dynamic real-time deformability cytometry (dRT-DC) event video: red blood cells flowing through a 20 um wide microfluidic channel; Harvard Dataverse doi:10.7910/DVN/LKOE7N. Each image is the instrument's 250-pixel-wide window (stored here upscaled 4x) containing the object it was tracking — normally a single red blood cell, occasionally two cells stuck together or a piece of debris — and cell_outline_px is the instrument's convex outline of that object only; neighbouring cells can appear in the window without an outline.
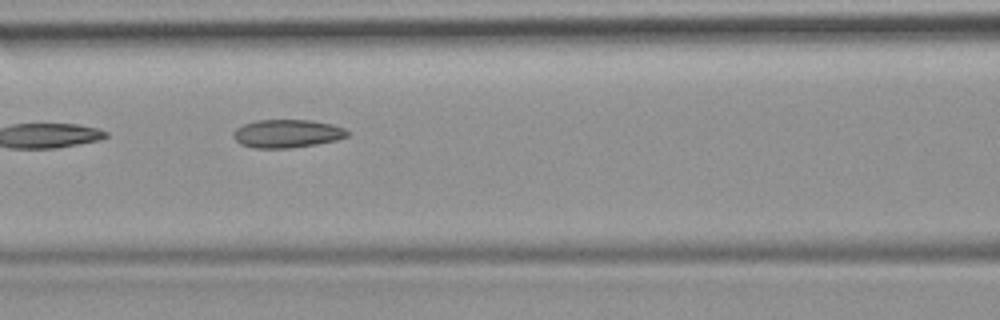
{"species": "common noctule bat (a hibernating species)", "species_latin": "Nyctalus noctula", "temperature_condition": "room temperature", "stored_images_in_passage": 7, "camera_frame_rate_fps": 3000, "um_per_image_px": 0.085, "animal": {"sex": "female", "body_mass_g": 19.9}, "frame": {"image": 1, "passage_image": 5, "time_ms": 4.667, "image_size_px": [1000, 320], "cell_outline_px": [[348, 136], [336, 140], [316, 144], [288, 148], [252, 148], [240, 144], [232, 136], [232, 132], [236, 128], [244, 124], [256, 120], [312, 120], [332, 124], [344, 128], [348, 132]], "centroid_in_image_um": [24.37, 11.35], "position_along_channel_um": 142.2, "area_um2": 18.79}}
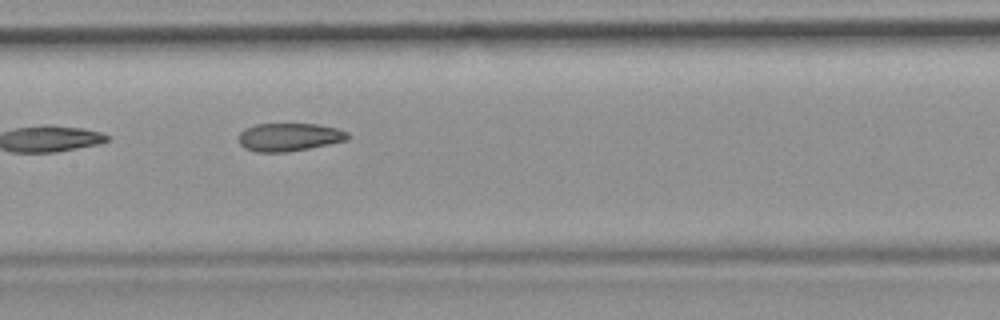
{"frame": {"image": 2, "passage_image": 6, "time_ms": 5.667, "image_size_px": [1000, 320], "cell_outline_px": [[352, 136], [348, 140], [288, 152], [256, 152], [244, 148], [240, 144], [240, 132], [244, 128], [256, 124], [316, 124], [336, 128], [348, 132]], "centroid_in_image_um": [24.59, 11.65], "position_along_channel_um": 182.8, "area_um2": 17.86}}